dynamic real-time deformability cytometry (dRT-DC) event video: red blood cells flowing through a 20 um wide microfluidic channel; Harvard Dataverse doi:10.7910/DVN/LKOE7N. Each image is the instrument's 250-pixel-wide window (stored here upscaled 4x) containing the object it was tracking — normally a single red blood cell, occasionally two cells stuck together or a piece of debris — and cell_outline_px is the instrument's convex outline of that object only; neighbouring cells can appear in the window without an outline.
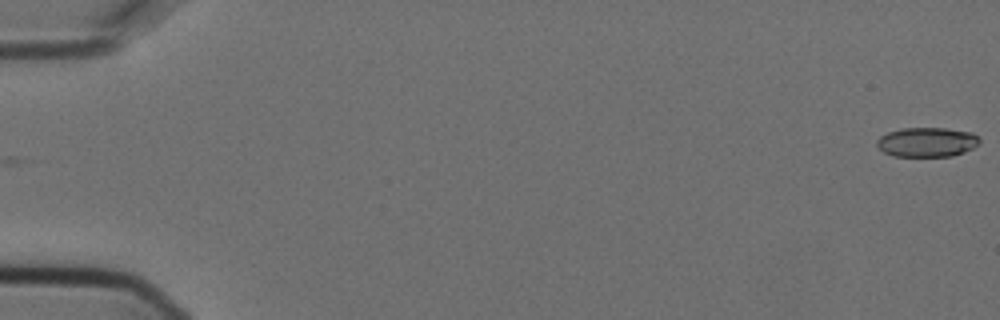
{"species": "Egyptian fruit bat (a non-hibernating species)", "species_latin": "Rousettus aegyptiacus", "temperature_condition": "cold", "stored_images_in_passage": 7, "segment_of_instrument_passage": [2, 2], "camera_frame_rate_fps": 3000, "um_per_image_px": 0.085, "animal": {"sex": "female"}, "frame": {"image": 1, "passage_image": 7, "time_ms": 2.0, "image_size_px": [1000, 320], "cell_outline_px": [[980, 144], [964, 152], [952, 156], [892, 156], [884, 152], [876, 144], [876, 140], [880, 136], [888, 132], [900, 128], [944, 128], [972, 132], [980, 136]], "centroid_in_image_um": [78.81, 12.07], "position_along_channel_um": 6.2, "area_um2": 17.8}}